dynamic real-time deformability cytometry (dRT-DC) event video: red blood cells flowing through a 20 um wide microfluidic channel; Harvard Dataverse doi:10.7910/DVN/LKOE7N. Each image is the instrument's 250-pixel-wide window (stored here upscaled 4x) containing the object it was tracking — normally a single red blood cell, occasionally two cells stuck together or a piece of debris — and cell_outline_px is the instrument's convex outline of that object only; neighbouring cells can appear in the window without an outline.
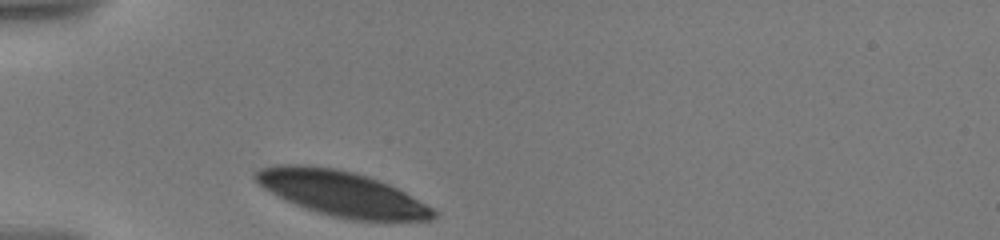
{"species": "human", "species_latin": "Homo sapiens", "temperature_condition": "warm", "stored_images_in_passage": 5, "camera_frame_rate_fps": 3000, "um_per_image_px": 0.085, "donor": {"sex": "male"}, "frame": {"image": 1, "passage_image": 1, "time_ms": 0.0, "image_size_px": [1000, 240], "cell_outline_px": [[440, 212], [432, 220], [352, 220], [332, 216], [304, 208], [264, 188], [252, 176], [260, 168], [276, 164], [304, 164], [336, 168], [356, 172], [380, 180], [404, 192]], "centroid_in_image_um": [29.06, 16.43], "position_along_channel_um": 55.9, "area_um2": 46.47}}
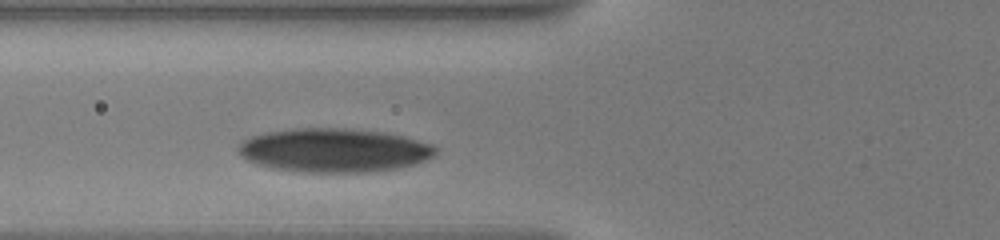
{"frame": {"image": 2, "passage_image": 5, "time_ms": 1.667, "image_size_px": [1000, 240], "cell_outline_px": [[436, 152], [432, 156], [416, 164], [396, 168], [368, 172], [300, 172], [272, 168], [256, 164], [240, 156], [236, 148], [244, 140], [252, 136], [268, 132], [292, 128], [344, 128], [380, 132], [404, 136], [432, 144], [436, 148]], "centroid_in_image_um": [28.36, 12.77], "position_along_channel_um": 97.4, "area_um2": 50.29}}